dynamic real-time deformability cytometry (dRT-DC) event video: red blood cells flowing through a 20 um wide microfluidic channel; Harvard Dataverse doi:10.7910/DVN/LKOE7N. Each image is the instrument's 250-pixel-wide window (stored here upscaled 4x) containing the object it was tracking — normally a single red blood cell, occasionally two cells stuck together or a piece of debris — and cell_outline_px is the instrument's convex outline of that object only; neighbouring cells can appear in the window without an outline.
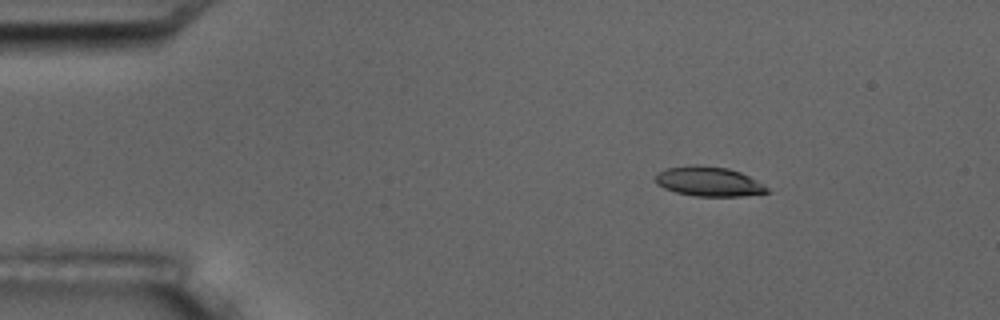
{"species": "common noctule bat (a hibernating species)", "species_latin": "Nyctalus noctula", "temperature_condition": "room temperature", "stored_images_in_passage": 7, "camera_frame_rate_fps": 3000, "um_per_image_px": 0.085, "animal": {"sex": "male", "body_mass_g": 17.5, "forearm_length_mm": 52.3}, "frame": {"image": 1, "passage_image": 2, "time_ms": 1.333, "image_size_px": [1000, 320], "cell_outline_px": [[772, 192], [740, 196], [696, 196], [676, 192], [664, 188], [656, 184], [656, 172], [668, 168], [692, 164], [696, 164], [728, 168], [740, 172], [764, 184]], "centroid_in_image_um": [60.24, 15.42], "position_along_channel_um": 24.8, "area_um2": 19.31}}
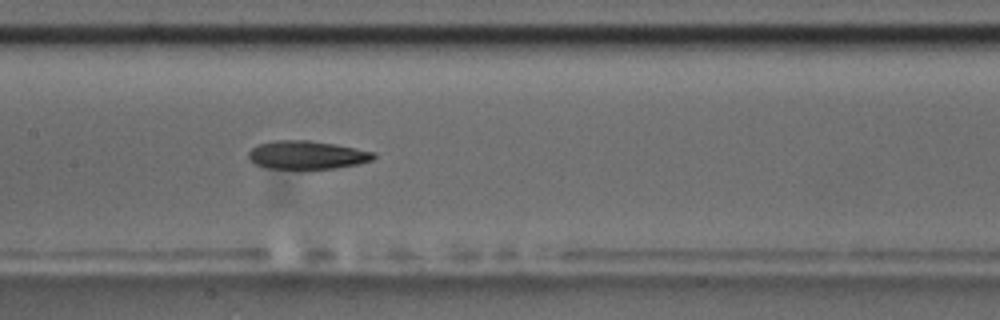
{"frame": {"image": 2, "passage_image": 7, "time_ms": 7.667, "image_size_px": [1000, 320], "cell_outline_px": [[376, 156], [372, 160], [356, 164], [336, 168], [268, 168], [252, 164], [248, 156], [248, 152], [256, 144], [272, 140], [308, 140], [336, 144], [376, 152]], "centroid_in_image_um": [26.05, 13.16], "position_along_channel_um": 181.3, "area_um2": 20.75}}